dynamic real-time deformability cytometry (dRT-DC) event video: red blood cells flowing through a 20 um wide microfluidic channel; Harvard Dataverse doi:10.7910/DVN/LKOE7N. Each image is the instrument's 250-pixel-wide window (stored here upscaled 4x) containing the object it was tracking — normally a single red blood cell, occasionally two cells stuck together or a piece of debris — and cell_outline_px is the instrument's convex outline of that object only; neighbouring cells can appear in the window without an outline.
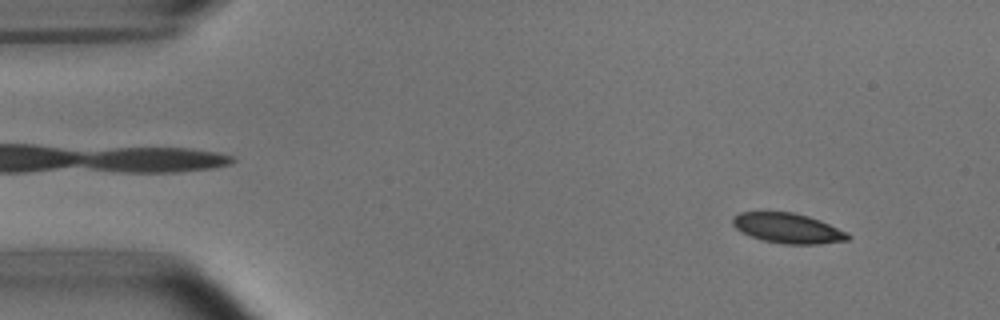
{"species": "common noctule bat (a hibernating species)", "species_latin": "Nyctalus noctula", "temperature_condition": "room temperature", "stored_images_in_passage": 52, "camera_frame_rate_fps": 3000, "um_per_image_px": 0.085, "animal": {"sex": "male", "body_mass_g": 15.6}, "frame": {"image": 1, "passage_image": 5, "time_ms": 1.333, "image_size_px": [1000, 320], "cell_outline_px": [[852, 236], [848, 240], [816, 244], [784, 244], [764, 240], [740, 232], [732, 224], [732, 216], [740, 212], [792, 212], [808, 216], [820, 220], [848, 232]], "centroid_in_image_um": [66.97, 19.39], "position_along_channel_um": 18.0, "area_um2": 20.17}}
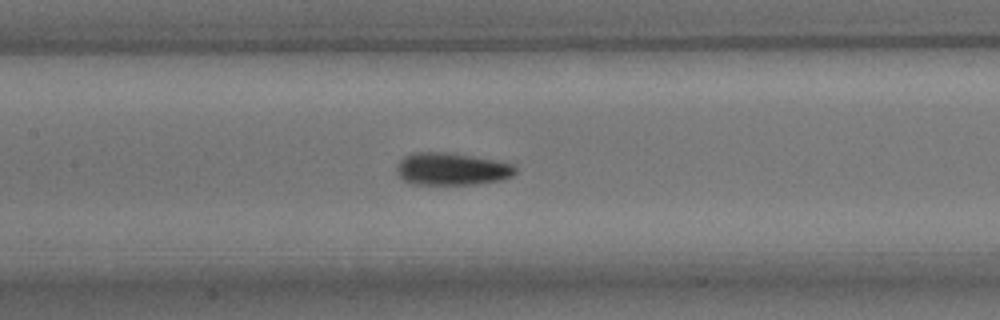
{"frame": {"image": 2, "passage_image": 24, "time_ms": 7.667, "image_size_px": [1000, 320], "cell_outline_px": [[516, 172], [512, 176], [500, 180], [476, 184], [412, 184], [404, 180], [396, 172], [396, 168], [400, 160], [404, 156], [412, 152], [444, 152], [472, 156], [516, 164]], "centroid_in_image_um": [38.39, 14.36], "position_along_channel_um": 169.0, "area_um2": 22.43}}
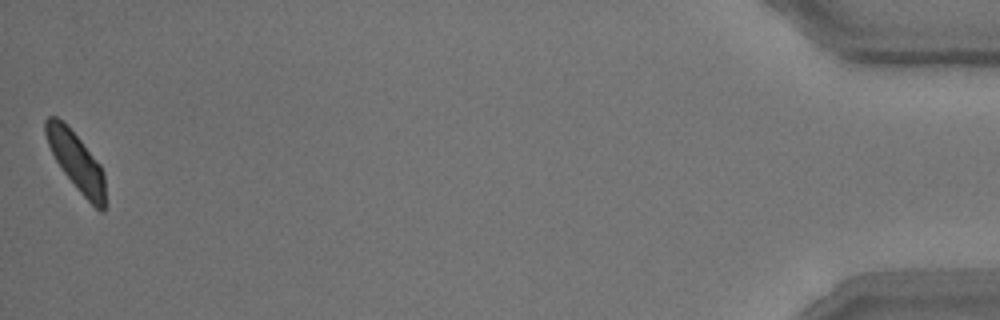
{"frame": {"image": 3, "passage_image": 52, "time_ms": 17.0, "image_size_px": [1000, 320], "cell_outline_px": [[104, 212], [100, 212], [76, 188], [64, 172], [56, 160], [48, 144], [44, 132], [44, 120], [48, 116], [56, 116], [80, 140], [100, 164], [104, 172]], "centroid_in_image_um": [6.47, 13.72], "position_along_channel_um": 428.7, "area_um2": 19.65}, "authors_computed_cell_mechanics": {"area_um2": 21.4149, "velocity_mm_per_s": 3.7872, "shape_relaxation_time_tau1_ms": 3.009, "shape_relaxation_time_tau2_ms": 2.0668, "deformation_change_tau1": 0.1044, "deformation_change_tau2": 0.058}}